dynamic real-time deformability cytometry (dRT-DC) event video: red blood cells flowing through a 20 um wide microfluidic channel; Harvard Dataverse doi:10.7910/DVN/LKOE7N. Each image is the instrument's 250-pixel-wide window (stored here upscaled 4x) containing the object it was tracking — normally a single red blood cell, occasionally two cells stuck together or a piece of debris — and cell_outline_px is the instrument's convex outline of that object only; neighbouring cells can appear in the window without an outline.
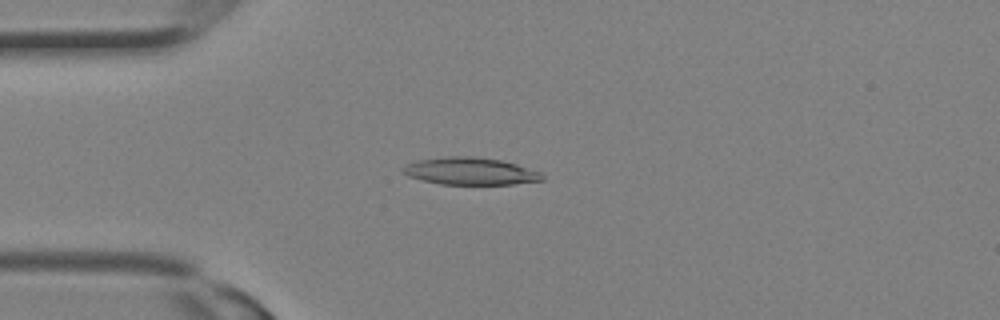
{"species": "Egyptian fruit bat (a non-hibernating species)", "species_latin": "Rousettus aegyptiacus", "temperature_condition": "room temperature", "stored_images_in_passage": 12, "camera_frame_rate_fps": 3000, "um_per_image_px": 0.085, "animal": {"sex": "female"}, "frame": {"image": 1, "passage_image": 7, "time_ms": 2.0, "image_size_px": [1000, 320], "cell_outline_px": [[544, 180], [512, 184], [440, 184], [408, 176], [400, 172], [400, 168], [416, 160], [448, 156], [472, 156], [500, 160], [516, 164], [540, 172], [544, 176]], "centroid_in_image_um": [39.94, 14.55], "position_along_channel_um": 45.1, "area_um2": 22.08}}
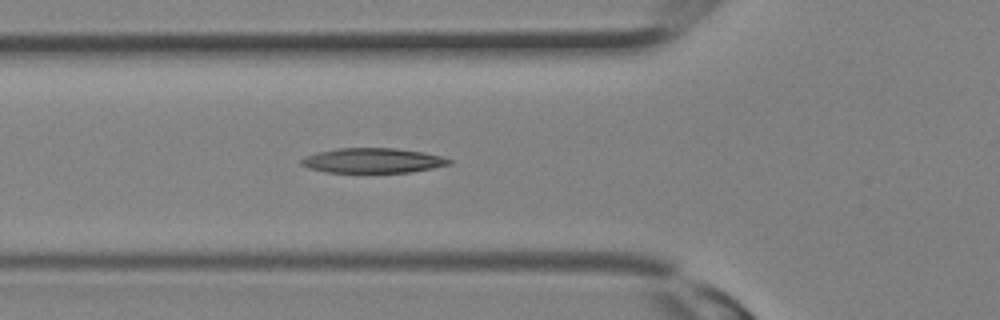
{"frame": {"image": 2, "passage_image": 10, "time_ms": 3.0, "image_size_px": [1000, 320], "cell_outline_px": [[452, 164], [412, 172], [324, 172], [308, 168], [300, 164], [300, 160], [304, 156], [316, 152], [336, 148], [396, 148], [424, 152], [440, 156], [452, 160]], "centroid_in_image_um": [31.65, 13.64], "position_along_channel_um": 94.1, "area_um2": 21.56}}
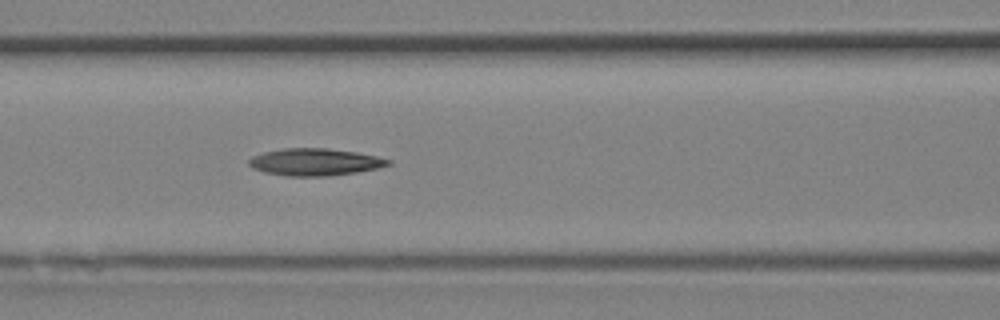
{"frame": {"image": 3, "passage_image": 12, "time_ms": 3.667, "image_size_px": [1000, 320], "cell_outline_px": [[392, 164], [376, 168], [356, 172], [328, 176], [288, 176], [264, 172], [252, 168], [248, 164], [248, 160], [252, 156], [264, 152], [284, 148], [328, 148], [356, 152], [376, 156], [392, 160]], "centroid_in_image_um": [26.75, 13.77], "position_along_channel_um": 139.8, "area_um2": 22.02}}